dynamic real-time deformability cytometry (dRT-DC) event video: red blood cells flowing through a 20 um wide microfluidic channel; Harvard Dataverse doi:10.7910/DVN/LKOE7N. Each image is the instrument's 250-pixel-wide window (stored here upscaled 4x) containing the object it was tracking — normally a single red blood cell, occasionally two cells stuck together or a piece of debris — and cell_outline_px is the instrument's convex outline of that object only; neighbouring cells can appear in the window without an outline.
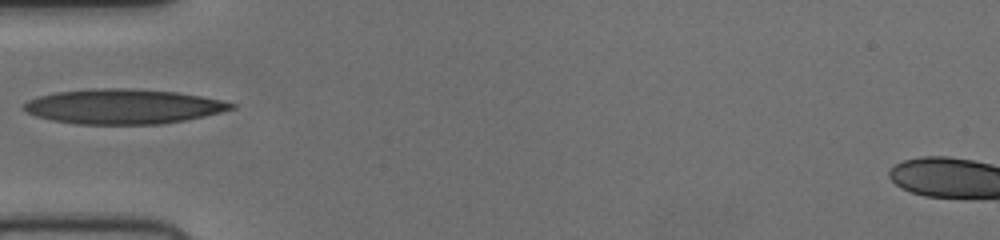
{"species": "human", "species_latin": "Homo sapiens", "temperature_condition": "cold", "stored_images_in_passage": 19, "camera_frame_rate_fps": 3000, "um_per_image_px": 0.085, "donor": {"sex": "female"}, "frame": {"image": 1, "passage_image": 1, "time_ms": 0.0, "image_size_px": [1000, 240], "cell_outline_px": [[236, 108], [204, 116], [184, 120], [160, 124], [76, 124], [52, 120], [36, 116], [20, 108], [28, 100], [40, 96], [56, 92], [92, 88], [120, 88], [176, 92], [200, 96], [220, 100], [236, 104]], "centroid_in_image_um": [10.44, 9.05], "position_along_channel_um": 74.6, "area_um2": 41.85}}
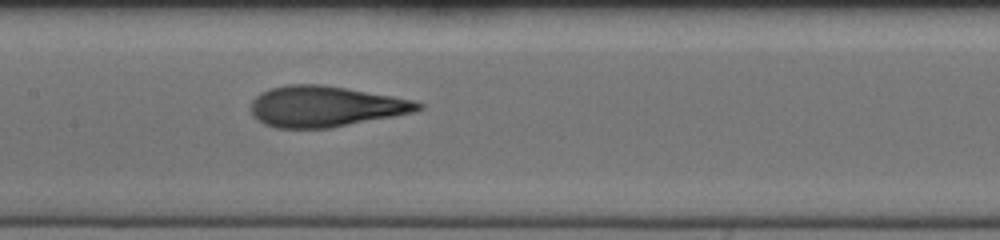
{"frame": {"image": 2, "passage_image": 9, "time_ms": 2.667, "image_size_px": [1000, 240], "cell_outline_px": [[424, 108], [412, 112], [392, 116], [328, 128], [276, 128], [264, 124], [252, 116], [248, 108], [252, 100], [260, 92], [268, 88], [288, 84], [320, 84], [392, 96], [412, 100], [424, 104]], "centroid_in_image_um": [27.56, 9.04], "position_along_channel_um": 179.8, "area_um2": 39.65}}
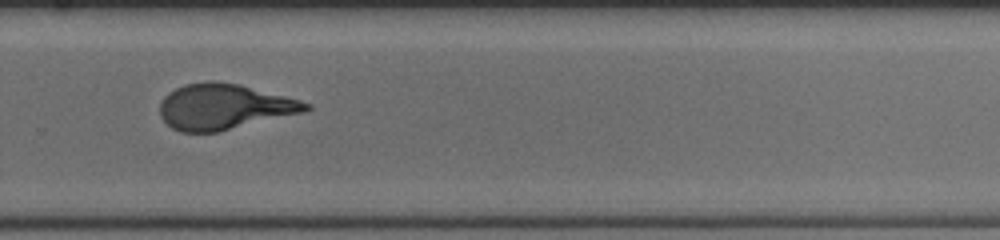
{"frame": {"image": 3, "passage_image": 19, "time_ms": 6.0, "image_size_px": [1000, 240], "cell_outline_px": [[312, 108], [304, 112], [220, 132], [180, 132], [172, 128], [160, 116], [160, 100], [168, 92], [184, 84], [208, 80], [212, 80], [240, 84], [300, 100], [312, 104]], "centroid_in_image_um": [19.04, 9.07], "position_along_channel_um": 310.8, "area_um2": 39.07}}